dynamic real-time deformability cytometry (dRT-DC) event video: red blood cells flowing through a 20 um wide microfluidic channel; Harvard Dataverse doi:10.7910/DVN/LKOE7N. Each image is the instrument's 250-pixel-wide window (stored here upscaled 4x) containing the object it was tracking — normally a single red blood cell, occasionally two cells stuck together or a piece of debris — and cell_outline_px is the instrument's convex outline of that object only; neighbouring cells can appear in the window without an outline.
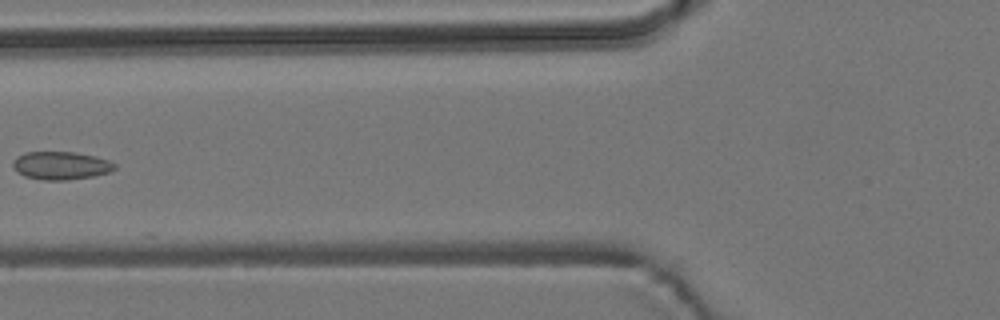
{"species": "common noctule bat (a hibernating species)", "species_latin": "Nyctalus noctula", "temperature_condition": "room temperature", "stored_images_in_passage": 5, "camera_frame_rate_fps": 3000, "um_per_image_px": 0.085, "animal": {"sex": "male", "body_mass_g": 19.2, "forearm_length_mm": 51.8}, "frame": {"image": 1, "passage_image": 3, "time_ms": 2.667, "image_size_px": [1000, 320], "cell_outline_px": [[116, 168], [108, 172], [92, 176], [68, 180], [44, 180], [24, 176], [12, 164], [16, 156], [24, 152], [76, 152], [96, 156], [108, 160], [116, 164]], "centroid_in_image_um": [5.19, 14.06], "position_along_channel_um": 120.6, "area_um2": 16.53}}
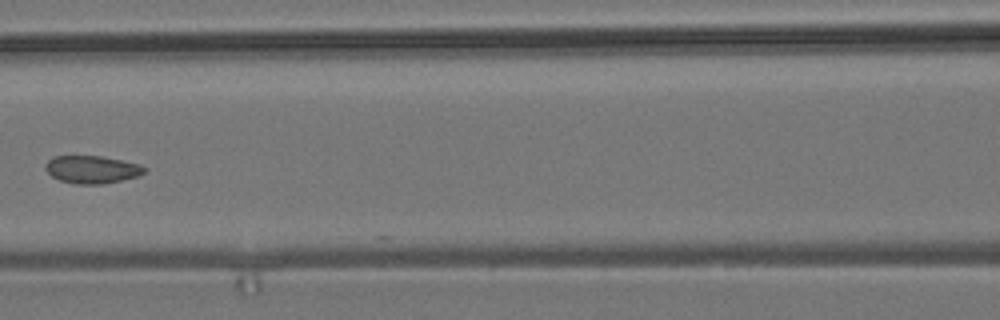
{"frame": {"image": 2, "passage_image": 4, "time_ms": 3.667, "image_size_px": [1000, 320], "cell_outline_px": [[148, 168], [144, 172], [136, 176], [104, 184], [76, 184], [60, 180], [52, 176], [44, 168], [44, 164], [52, 156], [100, 156], [140, 164]], "centroid_in_image_um": [7.78, 14.4], "position_along_channel_um": 158.8, "area_um2": 15.9}}
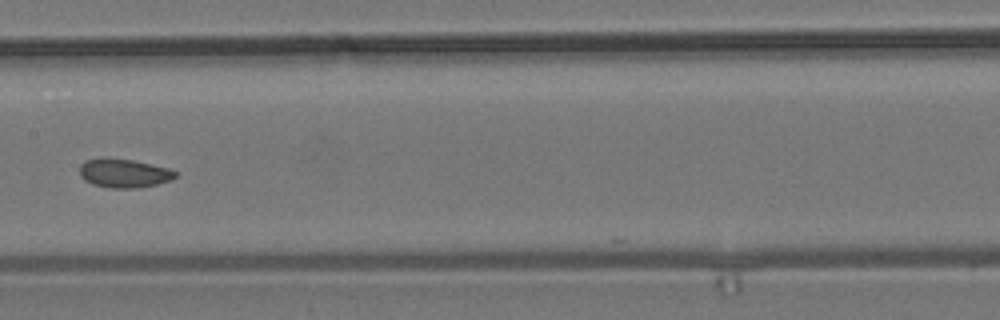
{"frame": {"image": 3, "passage_image": 5, "time_ms": 4.667, "image_size_px": [1000, 320], "cell_outline_px": [[176, 176], [172, 180], [156, 184], [136, 188], [108, 188], [92, 184], [84, 180], [80, 176], [80, 164], [84, 160], [100, 156], [108, 156], [132, 160], [168, 168], [176, 172]], "centroid_in_image_um": [10.47, 14.7], "position_along_channel_um": 196.9, "area_um2": 16.42}}